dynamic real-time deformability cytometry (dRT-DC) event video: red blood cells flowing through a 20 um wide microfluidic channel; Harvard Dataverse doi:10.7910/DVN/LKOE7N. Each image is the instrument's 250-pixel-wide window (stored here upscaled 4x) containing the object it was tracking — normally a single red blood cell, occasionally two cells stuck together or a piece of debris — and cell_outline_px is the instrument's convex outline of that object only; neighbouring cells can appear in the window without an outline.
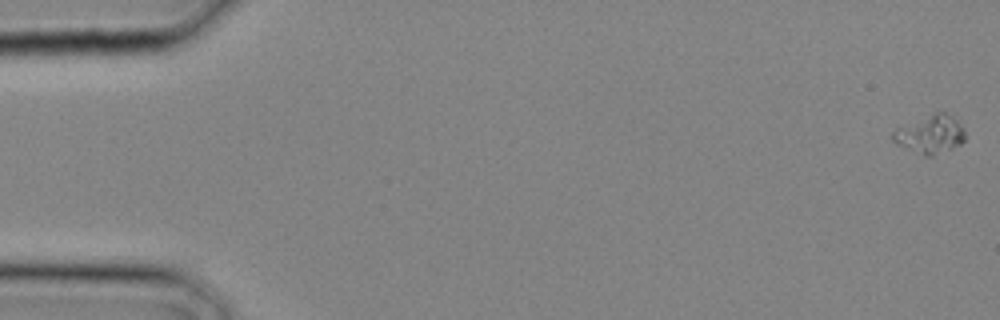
{"species": "common noctule bat (a hibernating species)", "species_latin": "Nyctalus noctula", "temperature_condition": "cold", "stored_images_in_passage": 23, "camera_frame_rate_fps": 3000, "um_per_image_px": 0.085, "animal": {"sex": "male", "body_mass_g": 20.4}, "frame": {"image": 1, "passage_image": 1, "time_ms": 0.0, "image_size_px": [1000, 320], "cell_outline_px": [[964, 140], [960, 144], [932, 156], [924, 156], [896, 144], [892, 140], [892, 132], [896, 128], [936, 112], [944, 112], [956, 120], [964, 128]], "centroid_in_image_um": [79.04, 11.43], "position_along_channel_um": 6.0, "area_um2": 15.78}}